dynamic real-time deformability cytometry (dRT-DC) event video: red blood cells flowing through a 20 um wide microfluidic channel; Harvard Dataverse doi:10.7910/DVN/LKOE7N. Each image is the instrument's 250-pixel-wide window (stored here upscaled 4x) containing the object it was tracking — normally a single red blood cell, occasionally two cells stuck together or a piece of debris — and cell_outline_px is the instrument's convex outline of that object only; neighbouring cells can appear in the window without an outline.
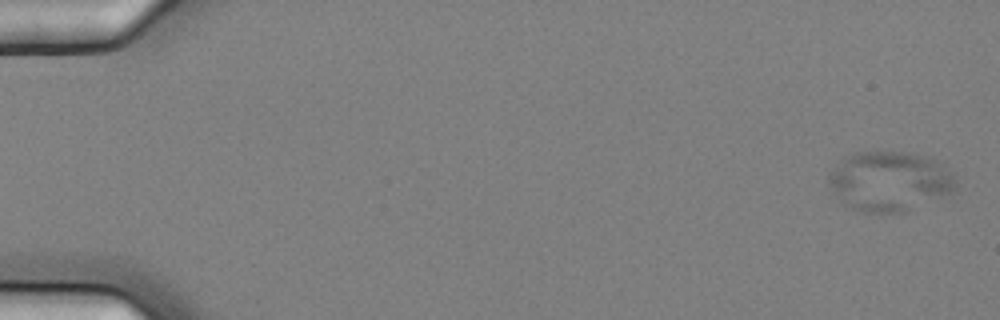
{"species": "common noctule bat (a hibernating species)", "species_latin": "Nyctalus noctula", "temperature_condition": "cold", "stored_images_in_passage": 6, "camera_frame_rate_fps": 3000, "um_per_image_px": 0.085, "animal": {"sex": "female", "body_mass_g": 25.1}, "frame": {"image": 1, "passage_image": 1, "time_ms": 0.0, "image_size_px": [1000, 320], "cell_outline_px": [[956, 184], [948, 192], [904, 212], [864, 212], [852, 208], [844, 204], [832, 192], [828, 184], [828, 172], [844, 156], [856, 152], [912, 152], [932, 156], [956, 180]], "centroid_in_image_um": [75.51, 15.37], "position_along_channel_um": 9.5, "area_um2": 43.87}}
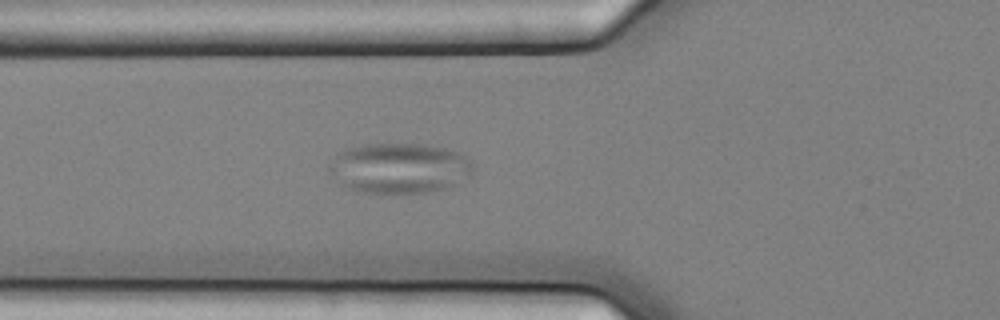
{"frame": {"image": 2, "passage_image": 6, "time_ms": 1.667, "image_size_px": [1000, 320], "cell_outline_px": [[476, 164], [472, 172], [468, 176], [448, 188], [428, 192], [380, 196], [348, 188], [336, 184], [328, 172], [328, 164], [340, 152], [348, 148], [364, 144], [420, 144], [444, 148], [460, 152], [472, 160]], "centroid_in_image_um": [33.92, 14.33], "position_along_channel_um": 91.9, "area_um2": 43.35}}